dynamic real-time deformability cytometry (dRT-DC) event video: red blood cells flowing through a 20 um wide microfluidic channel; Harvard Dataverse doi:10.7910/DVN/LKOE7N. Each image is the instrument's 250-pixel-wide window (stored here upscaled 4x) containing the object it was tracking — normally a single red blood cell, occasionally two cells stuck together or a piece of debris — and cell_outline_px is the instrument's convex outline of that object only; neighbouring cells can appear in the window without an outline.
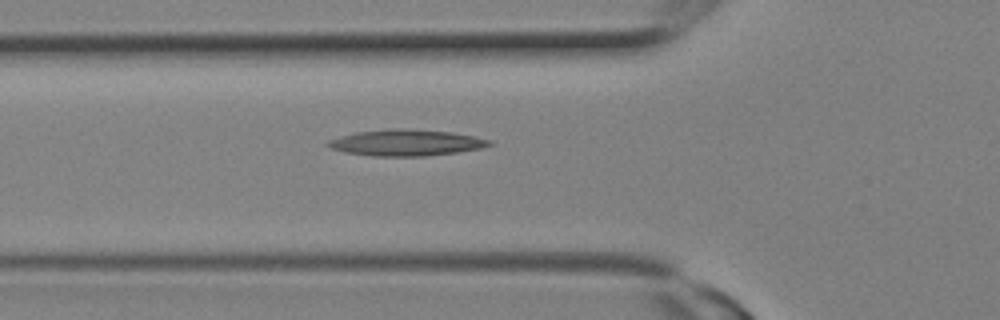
{"species": "Egyptian fruit bat (a non-hibernating species)", "species_latin": "Rousettus aegyptiacus", "temperature_condition": "room temperature", "stored_images_in_passage": 9, "camera_frame_rate_fps": 3000, "um_per_image_px": 0.085, "animal": {"sex": "female"}, "frame": {"image": 1, "passage_image": 9, "time_ms": 2.667, "image_size_px": [1000, 320], "cell_outline_px": [[492, 144], [480, 148], [456, 152], [424, 156], [372, 156], [344, 152], [332, 148], [324, 144], [328, 140], [356, 132], [388, 128], [404, 128], [452, 132], [476, 136], [492, 140]], "centroid_in_image_um": [34.51, 12.12], "position_along_channel_um": 91.3, "area_um2": 24.74}}